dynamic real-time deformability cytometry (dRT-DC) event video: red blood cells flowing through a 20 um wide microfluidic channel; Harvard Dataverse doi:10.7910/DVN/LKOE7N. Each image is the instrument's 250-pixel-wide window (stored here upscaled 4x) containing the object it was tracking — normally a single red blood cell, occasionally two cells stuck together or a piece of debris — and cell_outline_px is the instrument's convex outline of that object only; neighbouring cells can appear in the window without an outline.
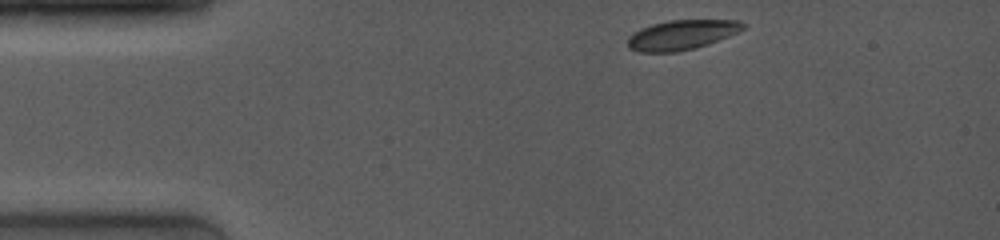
{"species": "common noctule bat (a hibernating species)", "species_latin": "Nyctalus noctula", "temperature_condition": "room temperature", "stored_images_in_passage": 7, "camera_frame_rate_fps": 4000, "um_per_image_px": 0.085, "animal": {"sex": "female", "body_mass_g": 19.0, "forearm_length_mm": 53.3}, "frame": {"image": 1, "passage_image": 1, "time_ms": 0.0, "image_size_px": [1000, 240], "cell_outline_px": [[748, 24], [740, 32], [708, 44], [696, 48], [676, 52], [640, 52], [628, 48], [628, 36], [632, 32], [640, 28], [652, 24], [668, 20], [740, 20]], "centroid_in_image_um": [57.96, 2.96], "position_along_channel_um": 27.0, "area_um2": 20.29}}
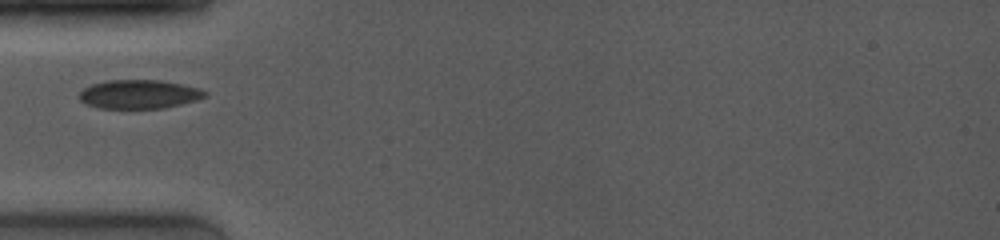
{"frame": {"image": 2, "passage_image": 4, "time_ms": 2.75, "image_size_px": [1000, 240], "cell_outline_px": [[208, 96], [196, 100], [164, 108], [100, 108], [84, 104], [76, 96], [84, 88], [92, 84], [108, 80], [160, 80], [180, 84], [196, 88], [208, 92]], "centroid_in_image_um": [11.78, 8.01], "position_along_channel_um": 73.2, "area_um2": 21.1}}
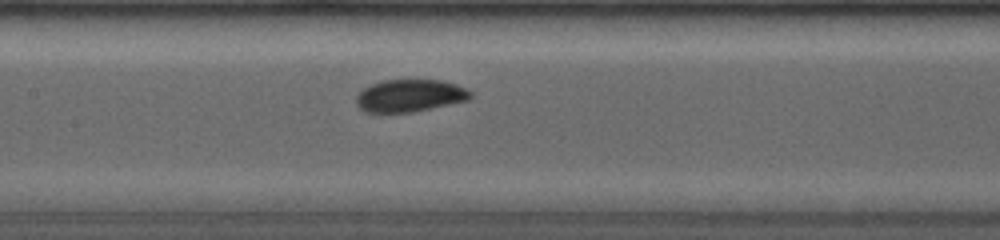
{"frame": {"image": 3, "passage_image": 7, "time_ms": 5.25, "image_size_px": [1000, 240], "cell_outline_px": [[472, 96], [468, 100], [412, 112], [364, 112], [356, 104], [356, 96], [364, 88], [372, 84], [384, 80], [440, 80], [456, 84], [472, 92]], "centroid_in_image_um": [34.83, 8.13], "position_along_channel_um": 172.6, "area_um2": 21.39}}